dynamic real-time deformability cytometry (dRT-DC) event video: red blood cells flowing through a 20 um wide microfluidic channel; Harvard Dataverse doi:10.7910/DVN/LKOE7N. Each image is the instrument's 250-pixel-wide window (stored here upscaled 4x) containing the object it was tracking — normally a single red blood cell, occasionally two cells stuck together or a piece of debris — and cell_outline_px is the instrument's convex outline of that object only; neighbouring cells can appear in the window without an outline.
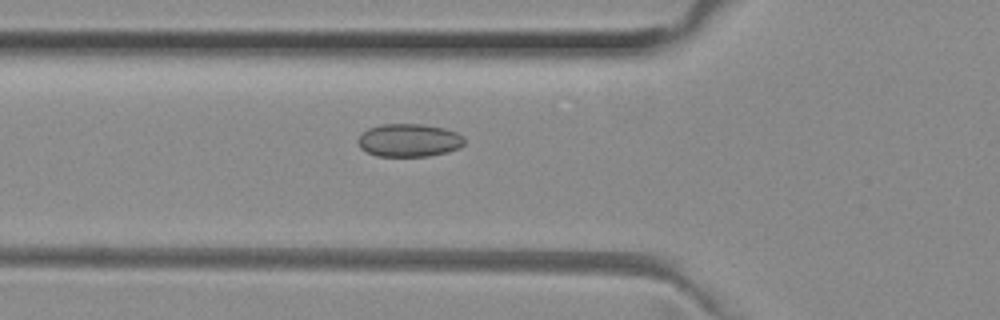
{"species": "common noctule bat (a hibernating species)", "species_latin": "Nyctalus noctula", "temperature_condition": "room temperature", "stored_images_in_passage": 32, "camera_frame_rate_fps": 3000, "um_per_image_px": 0.085, "animal": {"sex": "female", "body_mass_g": 29.2, "forearm_length_mm": 56.3}, "frame": {"image": 1, "passage_image": 2, "time_ms": 0.333, "image_size_px": [1000, 320], "cell_outline_px": [[464, 144], [460, 148], [448, 152], [428, 156], [376, 156], [360, 148], [356, 140], [360, 132], [368, 128], [384, 124], [424, 124], [444, 128], [456, 132], [464, 136]], "centroid_in_image_um": [34.75, 11.92], "position_along_channel_um": 91.0, "area_um2": 20.75}}
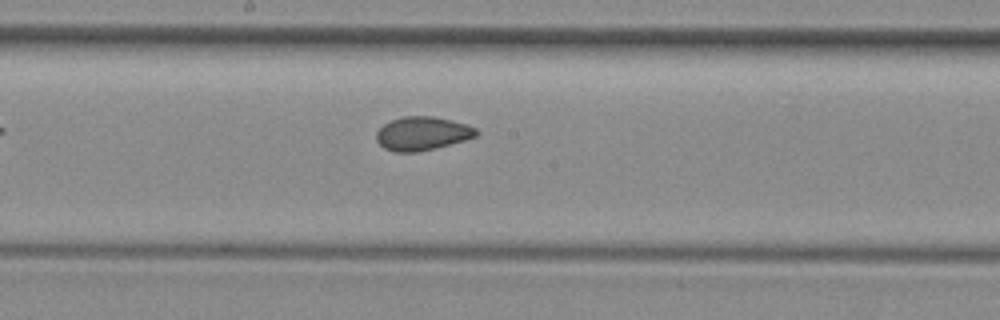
{"frame": {"image": 2, "passage_image": 11, "time_ms": 3.333, "image_size_px": [1000, 320], "cell_outline_px": [[480, 132], [476, 136], [464, 140], [436, 148], [416, 152], [396, 152], [384, 148], [376, 140], [376, 132], [384, 124], [392, 120], [404, 116], [432, 116], [452, 120], [468, 124], [476, 128]], "centroid_in_image_um": [35.91, 11.34], "position_along_channel_um": 212.3, "area_um2": 19.59}}
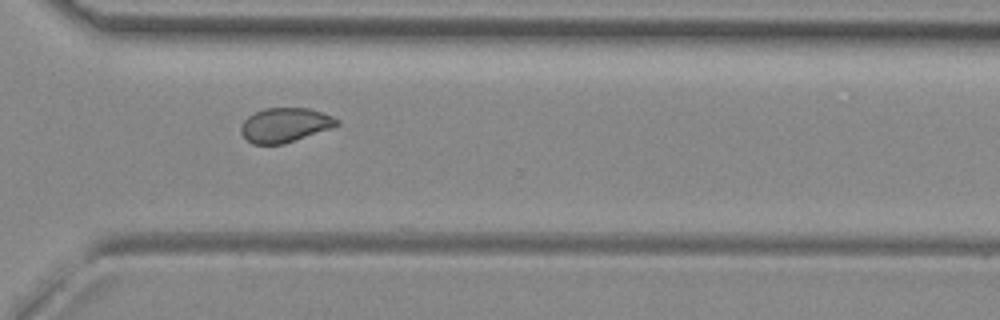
{"frame": {"image": 3, "passage_image": 21, "time_ms": 6.667, "image_size_px": [1000, 320], "cell_outline_px": [[340, 124], [332, 128], [284, 144], [252, 144], [240, 132], [240, 128], [244, 120], [248, 116], [264, 108], [308, 108], [332, 116], [340, 120]], "centroid_in_image_um": [24.23, 10.63], "position_along_channel_um": 346.4, "area_um2": 19.19}}